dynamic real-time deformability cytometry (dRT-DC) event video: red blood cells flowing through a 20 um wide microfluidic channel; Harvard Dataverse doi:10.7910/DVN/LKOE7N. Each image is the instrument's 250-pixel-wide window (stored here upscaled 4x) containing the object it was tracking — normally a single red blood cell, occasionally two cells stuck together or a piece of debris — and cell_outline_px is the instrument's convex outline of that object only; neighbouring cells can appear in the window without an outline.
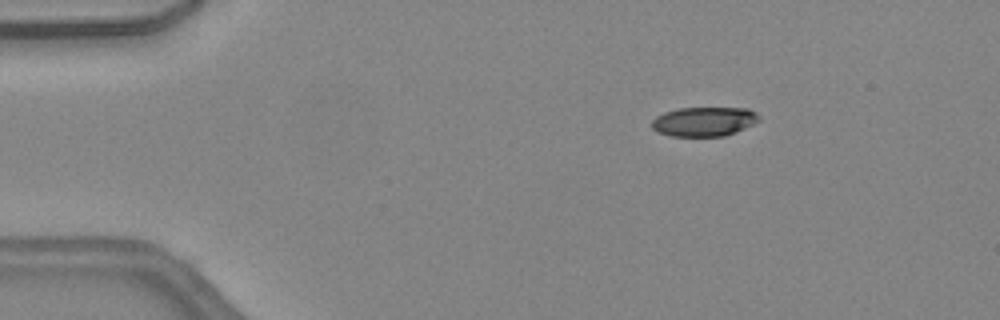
{"species": "common noctule bat (a hibernating species)", "species_latin": "Nyctalus noctula", "temperature_condition": "warm", "stored_images_in_passage": 40, "camera_frame_rate_fps": 3000, "um_per_image_px": 0.085, "animal": {"sex": "female", "body_mass_g": 24.6, "forearm_length_mm": 56.2}, "frame": {"image": 1, "passage_image": 2, "time_ms": 0.333, "image_size_px": [1000, 320], "cell_outline_px": [[760, 120], [736, 132], [724, 136], [672, 136], [660, 132], [652, 128], [652, 120], [656, 116], [664, 112], [676, 108], [748, 108], [756, 112], [760, 116]], "centroid_in_image_um": [59.85, 10.32], "position_along_channel_um": 25.1, "area_um2": 18.32}}
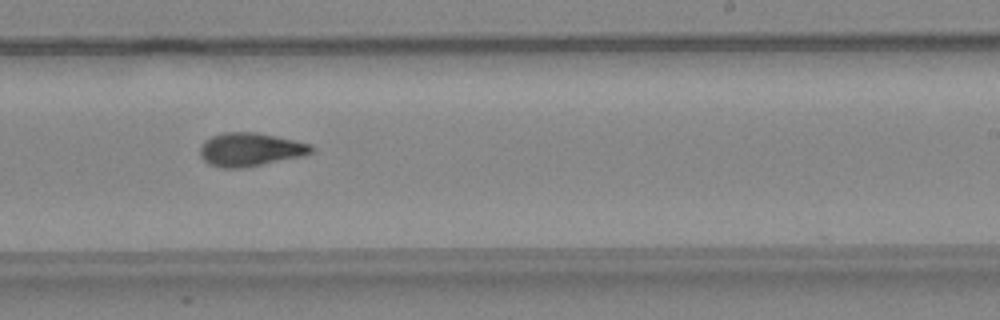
{"frame": {"image": 2, "passage_image": 23, "time_ms": 7.333, "image_size_px": [1000, 320], "cell_outline_px": [[316, 148], [312, 152], [304, 156], [240, 168], [220, 168], [208, 164], [200, 156], [200, 148], [204, 140], [212, 136], [224, 132], [256, 132], [312, 144]], "centroid_in_image_um": [21.27, 12.71], "position_along_channel_um": 267.7, "area_um2": 21.73}}
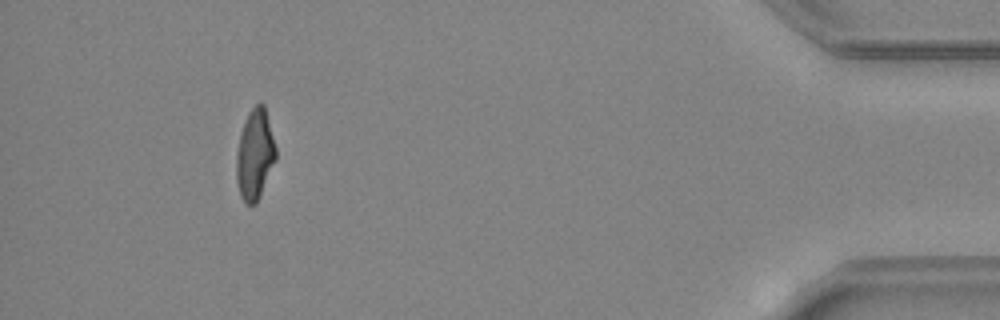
{"frame": {"image": 3, "passage_image": 37, "time_ms": 12.0, "image_size_px": [1000, 320], "cell_outline_px": [[276, 160], [256, 204], [244, 204], [240, 196], [236, 180], [236, 152], [240, 136], [248, 112], [260, 100], [264, 104], [276, 148]], "centroid_in_image_um": [21.66, 13.15], "position_along_channel_um": 413.5, "area_um2": 20.81}, "authors_computed_cell_mechanics": {"area_um2": 21.0103, "velocity_mm_per_s": 4.5236, "shape_relaxation_time_tau1_ms": 6.2845, "shape_relaxation_time_tau2_ms": 2.4928, "deformation_change_tau1": 0.2043, "deformation_change_tau2": 0.093}}